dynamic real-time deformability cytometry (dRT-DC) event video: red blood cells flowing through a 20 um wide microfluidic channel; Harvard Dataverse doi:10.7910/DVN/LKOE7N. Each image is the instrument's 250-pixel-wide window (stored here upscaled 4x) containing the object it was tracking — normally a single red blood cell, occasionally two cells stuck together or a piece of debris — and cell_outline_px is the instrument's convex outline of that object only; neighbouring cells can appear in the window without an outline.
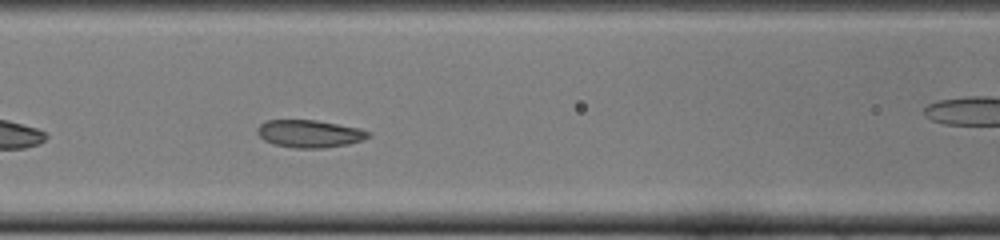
{"species": "common noctule bat (a hibernating species)", "species_latin": "Nyctalus noctula", "temperature_condition": "cold", "stored_images_in_passage": 32, "camera_frame_rate_fps": 3000, "um_per_image_px": 0.085, "animal": {"sex": "female", "body_mass_g": 22.0, "forearm_length_mm": 56.7}, "frame": {"image": 1, "passage_image": 10, "time_ms": 3.0, "image_size_px": [1000, 240], "cell_outline_px": [[372, 136], [364, 140], [348, 144], [324, 148], [296, 148], [272, 144], [264, 140], [256, 132], [256, 128], [264, 120], [316, 120], [360, 128], [372, 132]], "centroid_in_image_um": [26.33, 11.36], "position_along_channel_um": 140.3, "area_um2": 18.09}, "authors_computed_cell_mechanics": {"area_um2": 18.207, "velocity_mm_per_s": 3.869, "shape_relaxation_time_tau1_ms": 4.2612, "shape_relaxation_time_tau2_ms": 2.0097, "deformation_change_tau1": 0.093, "deformation_change_tau2": 0.0685}}